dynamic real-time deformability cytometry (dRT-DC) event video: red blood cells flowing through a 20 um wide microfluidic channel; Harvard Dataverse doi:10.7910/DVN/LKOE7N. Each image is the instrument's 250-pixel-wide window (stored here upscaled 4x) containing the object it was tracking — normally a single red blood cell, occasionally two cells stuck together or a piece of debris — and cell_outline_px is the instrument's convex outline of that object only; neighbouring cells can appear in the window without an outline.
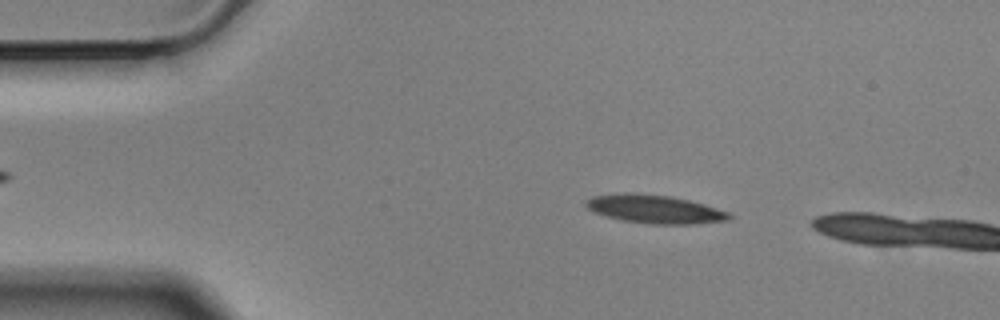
{"species": "Egyptian fruit bat (a non-hibernating species)", "species_latin": "Rousettus aegyptiacus", "temperature_condition": "cold", "stored_images_in_passage": 50, "camera_frame_rate_fps": 3000, "um_per_image_px": 0.085, "animal": {"sex": "male"}, "frame": {"image": 1, "passage_image": 9, "time_ms": 2.667, "image_size_px": [1000, 320], "cell_outline_px": [[732, 220], [692, 224], [648, 224], [620, 220], [596, 212], [588, 208], [584, 204], [592, 196], [624, 192], [632, 192], [668, 196], [688, 200], [704, 204], [728, 212], [732, 216]], "centroid_in_image_um": [55.67, 17.78], "position_along_channel_um": 29.3, "area_um2": 23.64}}
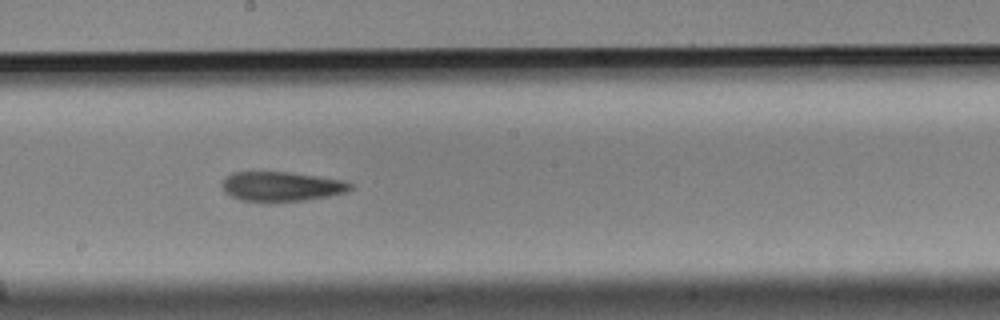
{"frame": {"image": 2, "passage_image": 30, "time_ms": 9.667, "image_size_px": [1000, 320], "cell_outline_px": [[352, 188], [348, 192], [328, 196], [304, 200], [240, 200], [224, 192], [220, 184], [232, 172], [288, 172], [344, 180], [352, 184]], "centroid_in_image_um": [23.94, 15.83], "position_along_channel_um": 224.3, "area_um2": 21.68}}
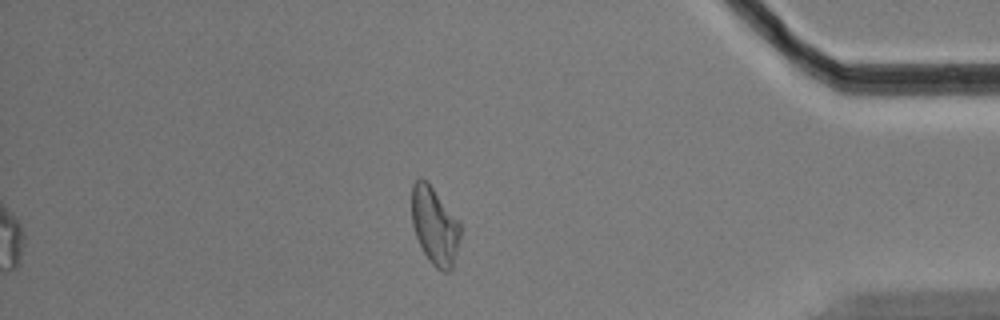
{"frame": {"image": 3, "passage_image": 48, "time_ms": 15.667, "image_size_px": [1000, 320], "cell_outline_px": [[460, 236], [452, 268], [448, 272], [440, 272], [428, 260], [416, 236], [412, 224], [412, 184], [420, 176], [428, 180], [460, 224]], "centroid_in_image_um": [36.93, 19.18], "position_along_channel_um": 398.3, "area_um2": 21.91}, "authors_computed_cell_mechanics": {"area_um2": 22.6287, "velocity_mm_per_s": 3.4902, "shape_relaxation_time_tau1_ms": 6.8541, "shape_relaxation_time_tau2_ms": 8.0616, "deformation_change_tau1": 0.1897, "deformation_change_tau2": 0.1983}}